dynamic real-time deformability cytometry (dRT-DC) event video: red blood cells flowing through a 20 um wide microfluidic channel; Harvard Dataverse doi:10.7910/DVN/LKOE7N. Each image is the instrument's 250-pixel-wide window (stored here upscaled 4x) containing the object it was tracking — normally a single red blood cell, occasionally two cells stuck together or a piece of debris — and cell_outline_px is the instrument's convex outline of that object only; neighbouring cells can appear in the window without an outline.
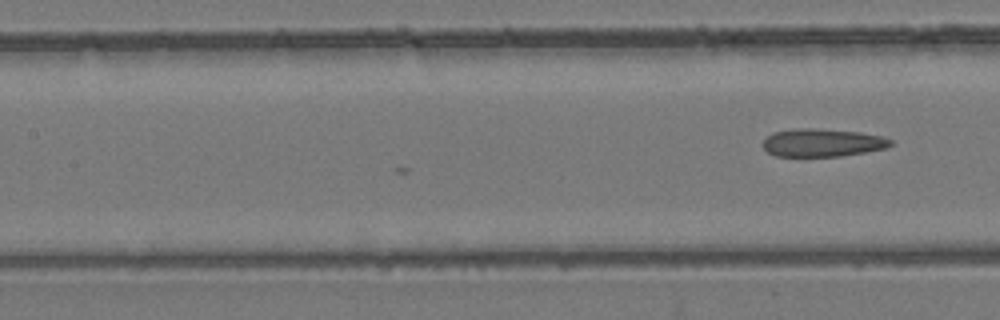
{"species": "common noctule bat (a hibernating species)", "species_latin": "Nyctalus noctula", "temperature_condition": "room temperature", "stored_images_in_passage": 7, "camera_frame_rate_fps": 3000, "um_per_image_px": 0.085, "animal": {"sex": "female", "body_mass_g": 24.6, "forearm_length_mm": 56.2}, "frame": {"image": 1, "passage_image": 7, "time_ms": 2.0, "image_size_px": [1000, 320], "cell_outline_px": [[892, 144], [884, 148], [864, 152], [840, 156], [776, 156], [768, 152], [764, 148], [764, 140], [772, 132], [796, 128], [816, 128], [860, 132], [884, 136], [892, 140]], "centroid_in_image_um": [69.9, 12.12], "position_along_channel_um": 137.5, "area_um2": 20.75}}